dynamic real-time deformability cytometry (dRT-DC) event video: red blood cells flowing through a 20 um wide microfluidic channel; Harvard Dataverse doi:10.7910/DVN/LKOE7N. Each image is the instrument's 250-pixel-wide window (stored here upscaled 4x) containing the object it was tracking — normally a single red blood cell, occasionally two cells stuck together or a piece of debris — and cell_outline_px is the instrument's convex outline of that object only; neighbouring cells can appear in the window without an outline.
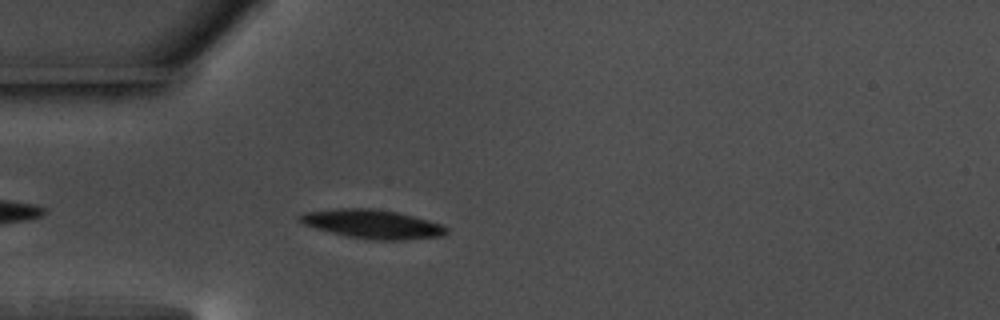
{"species": "common noctule bat (a hibernating species)", "species_latin": "Nyctalus noctula", "temperature_condition": "warm", "stored_images_in_passage": 44, "camera_frame_rate_fps": 3000, "um_per_image_px": 0.085, "animal": {"sex": "male", "body_mass_g": 17.5, "forearm_length_mm": 52.3}, "frame": {"image": 1, "passage_image": 4, "time_ms": 1.0, "image_size_px": [1000, 320], "cell_outline_px": [[448, 232], [440, 236], [404, 240], [376, 240], [344, 236], [316, 228], [304, 224], [296, 216], [304, 212], [336, 208], [368, 208], [400, 212], [428, 220], [440, 224], [448, 228]], "centroid_in_image_um": [31.64, 19.04], "position_along_channel_um": 53.4, "area_um2": 24.68}}
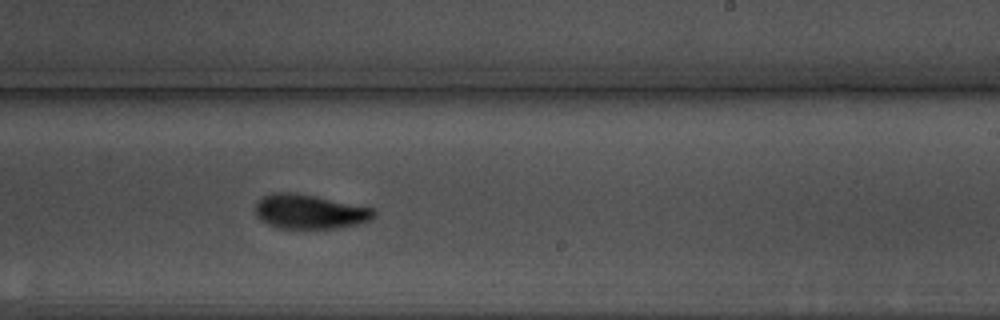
{"frame": {"image": 2, "passage_image": 22, "time_ms": 7.0, "image_size_px": [1000, 320], "cell_outline_px": [[376, 216], [368, 220], [356, 224], [336, 228], [280, 228], [268, 224], [260, 220], [256, 216], [256, 204], [264, 196], [272, 192], [292, 192], [372, 208], [376, 212]], "centroid_in_image_um": [26.28, 17.99], "position_along_channel_um": 262.7, "area_um2": 23.29}}
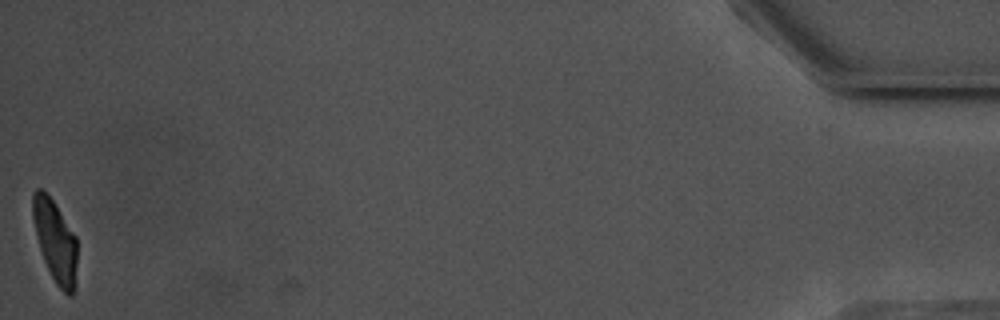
{"frame": {"image": 3, "passage_image": 44, "time_ms": 14.333, "image_size_px": [1000, 320], "cell_outline_px": [[76, 288], [72, 296], [68, 296], [56, 284], [44, 260], [40, 248], [32, 216], [32, 192], [36, 188], [44, 188], [76, 236]], "centroid_in_image_um": [4.69, 20.48], "position_along_channel_um": 430.5, "area_um2": 21.1}, "authors_computed_cell_mechanics": {"area_um2": 23.5246, "velocity_mm_per_s": 3.6349, "shape_relaxation_time_tau1_ms": 2.1271, "shape_relaxation_time_tau2_ms": 3.6895, "deformation_change_tau1": 0.1252, "deformation_change_tau2": 0.0782}}